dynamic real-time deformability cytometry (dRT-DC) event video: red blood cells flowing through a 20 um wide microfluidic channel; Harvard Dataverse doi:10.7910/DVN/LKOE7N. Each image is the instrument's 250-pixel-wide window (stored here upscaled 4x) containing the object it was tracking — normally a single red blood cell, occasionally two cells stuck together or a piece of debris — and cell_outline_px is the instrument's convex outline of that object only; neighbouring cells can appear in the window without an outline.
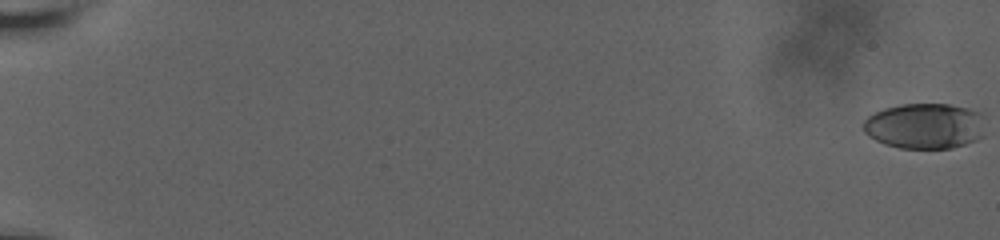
{"species": "human", "species_latin": "Homo sapiens", "temperature_condition": "room temperature", "stored_images_in_passage": 23, "camera_frame_rate_fps": 3000, "um_per_image_px": 0.085, "donor": {"sex": "male"}, "frame": {"image": 1, "passage_image": 1, "time_ms": 0.0, "image_size_px": [1000, 240], "cell_outline_px": [[984, 136], [976, 140], [952, 148], [900, 148], [884, 144], [868, 136], [864, 132], [864, 120], [868, 116], [884, 108], [900, 104], [948, 104], [968, 108], [980, 112], [984, 116]], "centroid_in_image_um": [78.64, 10.7], "position_along_channel_um": 6.4, "area_um2": 32.66}}
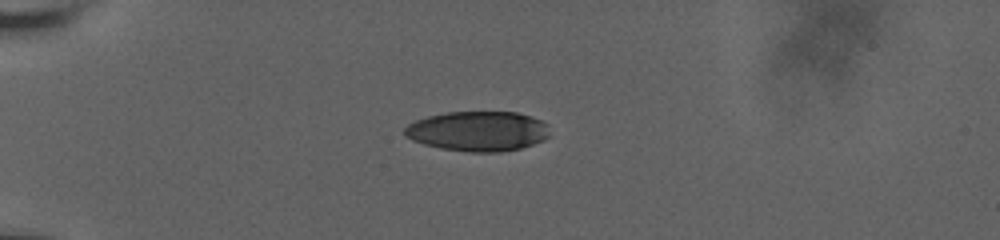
{"frame": {"image": 2, "passage_image": 17, "time_ms": 6.333, "image_size_px": [1000, 240], "cell_outline_px": [[548, 136], [544, 140], [520, 148], [500, 152], [468, 152], [440, 148], [424, 144], [412, 140], [404, 136], [404, 128], [408, 124], [416, 120], [428, 116], [448, 112], [516, 112], [532, 116], [548, 124]], "centroid_in_image_um": [40.62, 11.15], "position_along_channel_um": 44.4, "area_um2": 33.81}}
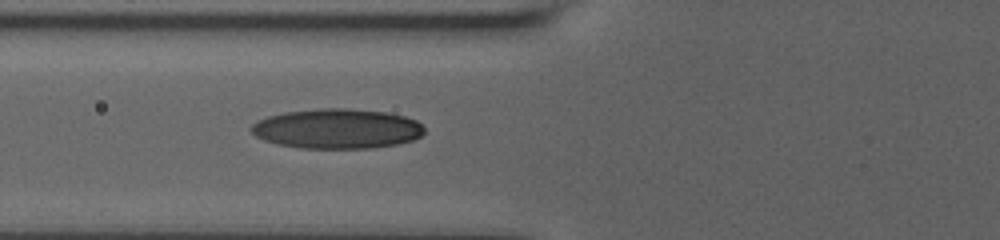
{"frame": {"image": 3, "passage_image": 23, "time_ms": 9.0, "image_size_px": [1000, 240], "cell_outline_px": [[424, 132], [420, 136], [412, 140], [396, 144], [372, 148], [300, 148], [280, 144], [264, 140], [256, 136], [248, 128], [252, 124], [268, 116], [284, 112], [320, 108], [348, 108], [388, 112], [404, 116], [416, 120], [424, 128]], "centroid_in_image_um": [28.65, 10.93], "position_along_channel_um": 97.2, "area_um2": 40.17}}